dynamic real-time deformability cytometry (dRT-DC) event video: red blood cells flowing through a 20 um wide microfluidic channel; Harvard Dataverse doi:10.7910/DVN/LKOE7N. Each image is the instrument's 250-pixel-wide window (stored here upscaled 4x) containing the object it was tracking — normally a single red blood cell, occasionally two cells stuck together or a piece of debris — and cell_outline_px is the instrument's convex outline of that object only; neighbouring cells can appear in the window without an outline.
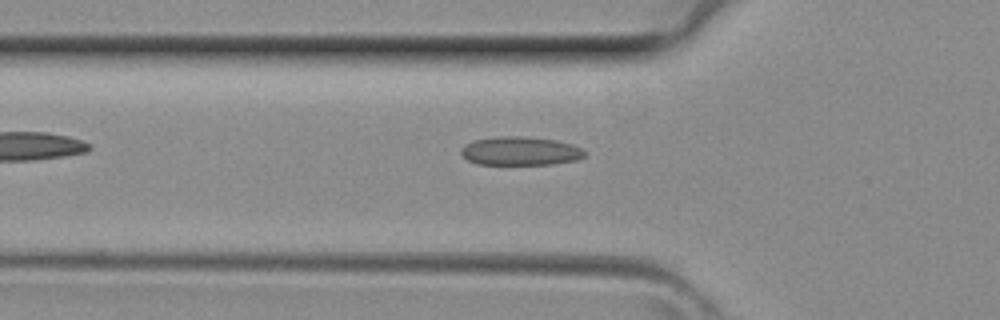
{"species": "common noctule bat (a hibernating species)", "species_latin": "Nyctalus noctula", "temperature_condition": "room temperature", "stored_images_in_passage": 2, "camera_frame_rate_fps": 3000, "um_per_image_px": 0.085, "animal": {"sex": "female", "body_mass_g": 29.2, "forearm_length_mm": 56.3}, "frame": {"image": 1, "passage_image": 2, "time_ms": 0.333, "image_size_px": [1000, 320], "cell_outline_px": [[584, 156], [576, 160], [552, 164], [476, 164], [468, 160], [460, 152], [460, 148], [464, 144], [476, 140], [500, 136], [524, 136], [556, 140], [572, 144], [580, 148], [584, 152]], "centroid_in_image_um": [44.2, 12.83], "position_along_channel_um": 81.6, "area_um2": 20.52}}